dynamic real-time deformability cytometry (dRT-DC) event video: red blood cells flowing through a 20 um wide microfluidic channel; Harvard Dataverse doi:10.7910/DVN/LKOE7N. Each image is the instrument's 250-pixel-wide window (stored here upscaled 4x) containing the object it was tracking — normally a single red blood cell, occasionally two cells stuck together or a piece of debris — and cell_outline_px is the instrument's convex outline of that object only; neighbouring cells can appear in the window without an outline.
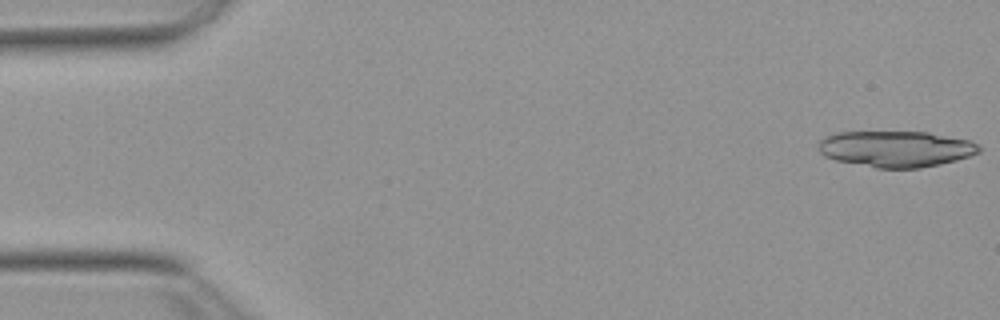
{"species": "Egyptian fruit bat (a non-hibernating species)", "species_latin": "Rousettus aegyptiacus", "temperature_condition": "warm", "stored_images_in_passage": 18, "camera_frame_rate_fps": 3000, "um_per_image_px": 0.085, "animal": {"sex": "female"}, "frame": {"image": 1, "passage_image": 1, "time_ms": 0.0, "image_size_px": [1000, 320], "cell_outline_px": [[980, 152], [956, 160], [940, 164], [920, 168], [876, 168], [836, 160], [824, 156], [816, 148], [820, 140], [824, 136], [836, 132], [928, 132], [972, 140], [980, 148]], "centroid_in_image_um": [76.12, 12.65], "position_along_channel_um": 8.9, "area_um2": 33.99}}